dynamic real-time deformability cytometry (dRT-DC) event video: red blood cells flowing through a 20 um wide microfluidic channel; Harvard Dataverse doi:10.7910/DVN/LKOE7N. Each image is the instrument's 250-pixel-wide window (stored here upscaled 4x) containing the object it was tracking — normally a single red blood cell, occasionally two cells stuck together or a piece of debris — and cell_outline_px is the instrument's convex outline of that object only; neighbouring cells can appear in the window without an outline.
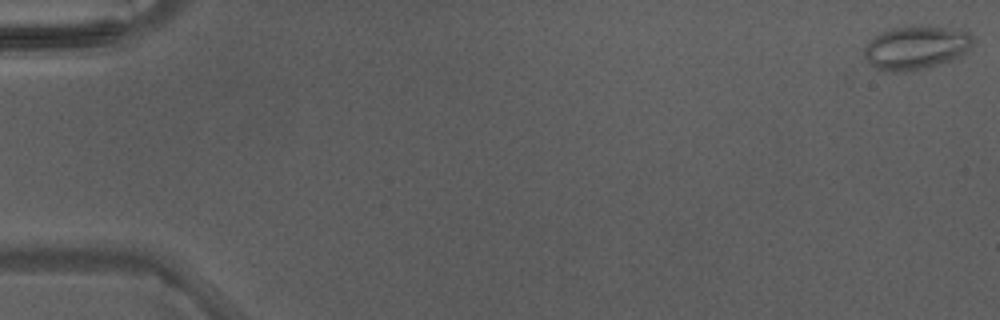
{"species": "Egyptian fruit bat (a non-hibernating species)", "species_latin": "Rousettus aegyptiacus", "temperature_condition": "warm", "stored_images_in_passage": 46, "camera_frame_rate_fps": 3000, "um_per_image_px": 0.085, "animal": {"sex": "male"}, "frame": {"image": 1, "passage_image": 1, "time_ms": 0.0, "image_size_px": [1000, 320], "cell_outline_px": [[972, 44], [960, 56], [924, 68], [908, 72], [888, 72], [876, 68], [864, 56], [864, 48], [876, 36], [892, 28], [908, 24], [944, 28], [968, 32], [972, 36]], "centroid_in_image_um": [77.83, 4.04], "position_along_channel_um": 7.2, "area_um2": 27.11}}
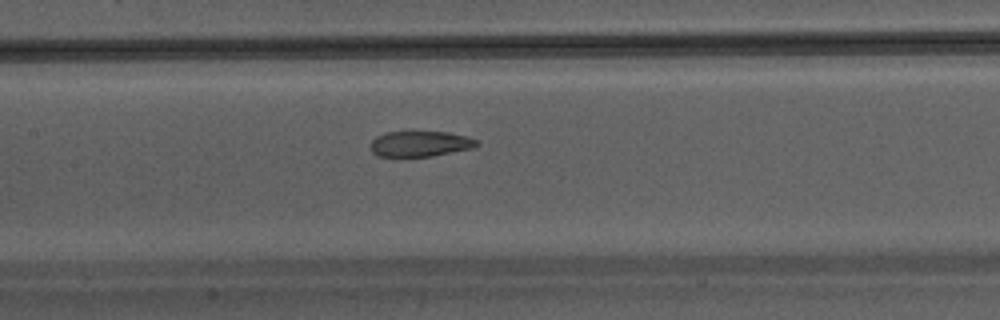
{"frame": {"image": 2, "passage_image": 23, "time_ms": 7.333, "image_size_px": [1000, 320], "cell_outline_px": [[480, 144], [472, 148], [432, 156], [376, 156], [372, 152], [372, 140], [376, 136], [384, 132], [448, 132], [468, 136], [476, 140]], "centroid_in_image_um": [35.72, 12.22], "position_along_channel_um": 171.7, "area_um2": 15.72}}
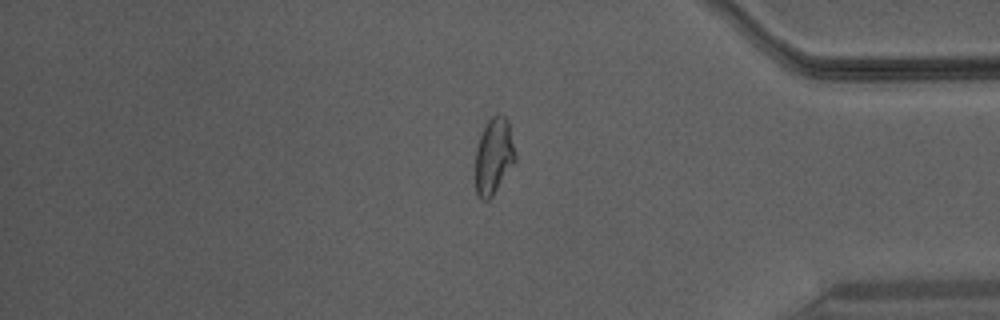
{"frame": {"image": 3, "passage_image": 39, "time_ms": 12.667, "image_size_px": [1000, 320], "cell_outline_px": [[516, 160], [492, 196], [488, 200], [480, 200], [476, 192], [476, 148], [480, 136], [488, 120], [492, 116], [504, 116], [508, 120], [516, 156]], "centroid_in_image_um": [41.97, 13.29], "position_along_channel_um": 393.2, "area_um2": 17.46}}